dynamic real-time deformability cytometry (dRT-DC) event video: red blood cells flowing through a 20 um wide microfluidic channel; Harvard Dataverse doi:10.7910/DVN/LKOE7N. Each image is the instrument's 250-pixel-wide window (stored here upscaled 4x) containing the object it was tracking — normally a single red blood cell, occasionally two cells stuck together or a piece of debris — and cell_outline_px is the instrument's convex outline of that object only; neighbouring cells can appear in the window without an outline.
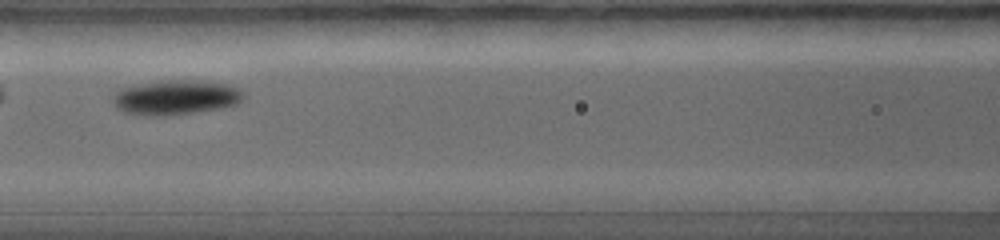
{"species": "common noctule bat (a hibernating species)", "species_latin": "Nyctalus noctula", "temperature_condition": "warm", "stored_images_in_passage": 9, "camera_frame_rate_fps": 5000, "um_per_image_px": 0.085, "animal": {"sex": "female", "body_mass_g": 19.0, "forearm_length_mm": 56.7}, "frame": {"image": 1, "passage_image": 4, "time_ms": 1.2, "image_size_px": [1000, 240], "cell_outline_px": [[244, 96], [236, 104], [224, 108], [164, 116], [144, 116], [124, 112], [116, 108], [112, 104], [112, 96], [120, 88], [140, 84], [168, 80], [196, 80], [232, 84], [244, 92]], "centroid_in_image_um": [14.93, 8.28], "position_along_channel_um": 151.7, "area_um2": 26.7}}
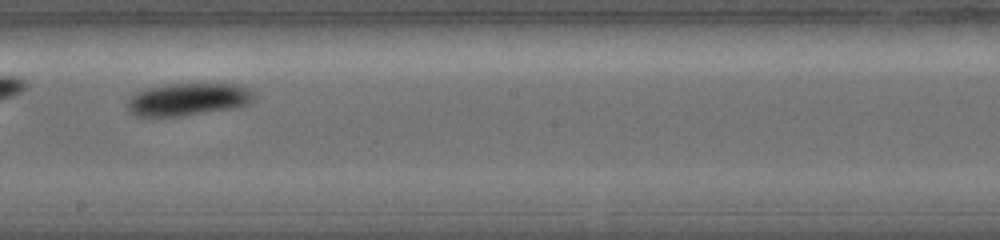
{"frame": {"image": 2, "passage_image": 7, "time_ms": 2.4, "image_size_px": [1000, 240], "cell_outline_px": [[256, 100], [240, 108], [184, 116], [136, 116], [128, 112], [128, 100], [136, 92], [148, 88], [168, 84], [240, 84], [256, 92]], "centroid_in_image_um": [16.09, 8.46], "position_along_channel_um": 232.1, "area_um2": 24.51}}